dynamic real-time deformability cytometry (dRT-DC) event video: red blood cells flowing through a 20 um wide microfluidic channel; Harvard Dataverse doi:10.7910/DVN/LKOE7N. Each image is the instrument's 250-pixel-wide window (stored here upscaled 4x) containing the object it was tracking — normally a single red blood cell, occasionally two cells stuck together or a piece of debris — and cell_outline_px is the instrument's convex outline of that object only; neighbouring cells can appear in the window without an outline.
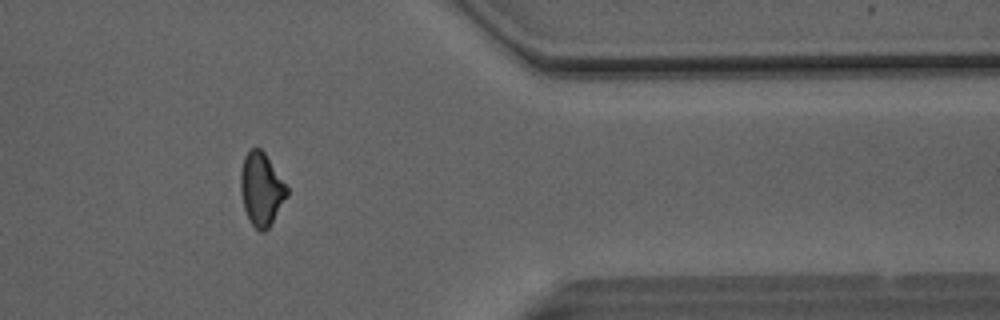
{"species": "Egyptian fruit bat (a non-hibernating species)", "species_latin": "Rousettus aegyptiacus", "temperature_condition": "room temperature", "stored_images_in_passage": 44, "camera_frame_rate_fps": 3000, "um_per_image_px": 0.085, "animal": {"sex": "male"}, "frame": {"image": 1, "passage_image": 35, "time_ms": 11.333, "image_size_px": [1000, 320], "cell_outline_px": [[288, 196], [268, 228], [264, 232], [260, 232], [248, 220], [244, 208], [240, 188], [240, 172], [244, 156], [252, 148], [260, 148], [264, 152], [288, 188]], "centroid_in_image_um": [22.2, 16.09], "position_along_channel_um": 389.2, "area_um2": 19.59}}
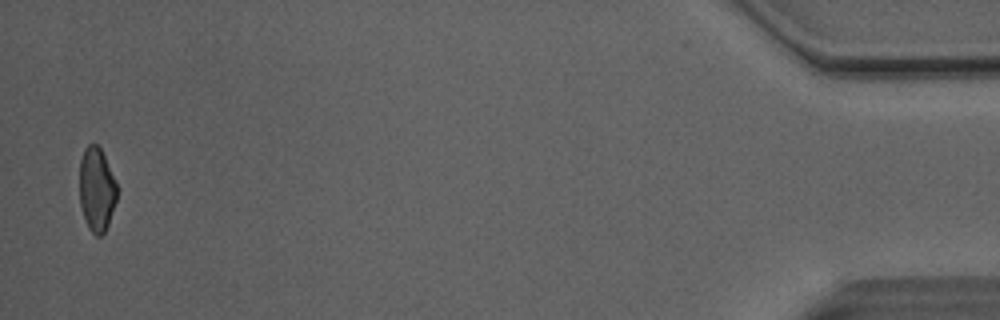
{"frame": {"image": 2, "passage_image": 43, "time_ms": 14.0, "image_size_px": [1000, 320], "cell_outline_px": [[116, 200], [108, 224], [104, 232], [100, 236], [96, 236], [88, 228], [80, 204], [80, 160], [84, 148], [88, 144], [96, 144], [100, 148], [104, 156], [116, 184]], "centroid_in_image_um": [8.19, 16.1], "position_along_channel_um": 427.0, "area_um2": 17.98}, "authors_computed_cell_mechanics": {"area_um2": 19.941, "velocity_mm_per_s": 4.1321, "shape_relaxation_time_tau1_ms": 7.0289, "shape_relaxation_time_tau2_ms": 2.5145, "deformation_change_tau1": 0.1811, "deformation_change_tau2": 0.0806}}